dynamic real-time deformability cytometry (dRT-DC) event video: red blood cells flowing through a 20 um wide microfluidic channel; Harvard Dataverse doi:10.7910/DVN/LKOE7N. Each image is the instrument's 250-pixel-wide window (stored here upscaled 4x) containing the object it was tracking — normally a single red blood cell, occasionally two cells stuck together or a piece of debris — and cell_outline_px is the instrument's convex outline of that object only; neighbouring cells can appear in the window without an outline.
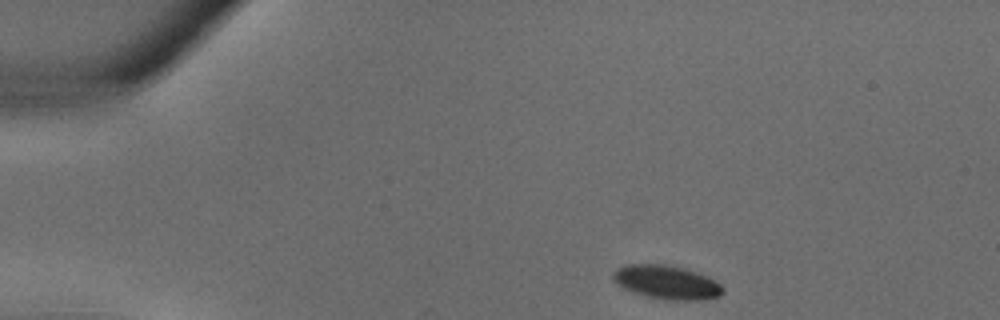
{"species": "common noctule bat (a hibernating species)", "species_latin": "Nyctalus noctula", "temperature_condition": "warm", "stored_images_in_passage": 31, "camera_frame_rate_fps": 3000, "um_per_image_px": 0.085, "animal": {"sex": "male", "body_mass_g": 18.8}, "frame": {"image": 1, "passage_image": 1, "time_ms": 0.0, "image_size_px": [1000, 320], "cell_outline_px": [[724, 292], [720, 296], [696, 300], [672, 300], [648, 296], [624, 288], [616, 284], [612, 280], [612, 272], [616, 268], [628, 264], [664, 264], [684, 268], [696, 272], [716, 280], [724, 288]], "centroid_in_image_um": [56.66, 23.97], "position_along_channel_um": 28.3, "area_um2": 21.5}}
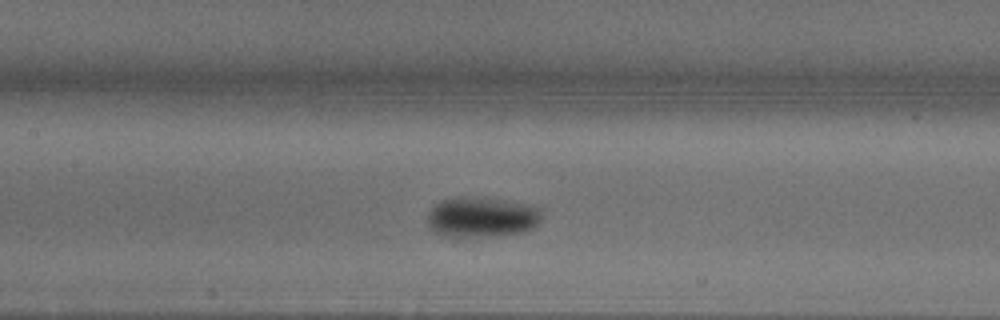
{"frame": {"image": 2, "passage_image": 12, "time_ms": 3.667, "image_size_px": [1000, 320], "cell_outline_px": [[544, 208], [540, 220], [532, 228], [524, 232], [496, 236], [448, 236], [436, 232], [428, 224], [428, 212], [440, 200], [456, 196], [476, 196], [512, 200], [532, 204]], "centroid_in_image_um": [41.02, 18.41], "position_along_channel_um": 166.4, "area_um2": 27.46}}
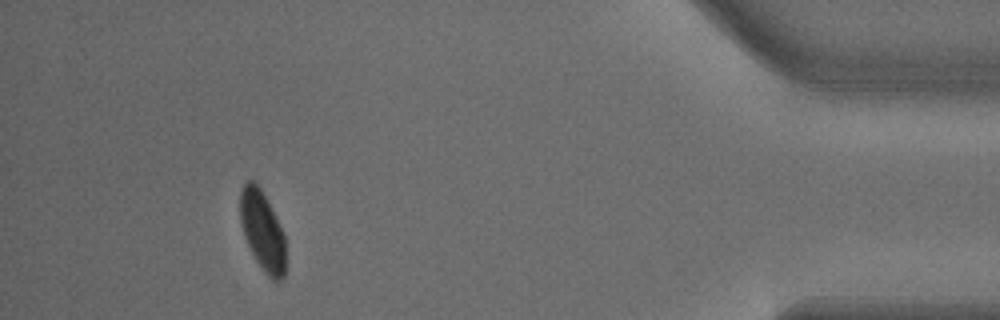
{"frame": {"image": 3, "passage_image": 28, "time_ms": 9.0, "image_size_px": [1000, 320], "cell_outline_px": [[284, 276], [280, 280], [272, 280], [264, 272], [256, 260], [244, 236], [240, 224], [240, 192], [244, 184], [248, 180], [252, 180], [260, 188], [284, 232]], "centroid_in_image_um": [22.28, 19.62], "position_along_channel_um": 412.9, "area_um2": 20.75}}